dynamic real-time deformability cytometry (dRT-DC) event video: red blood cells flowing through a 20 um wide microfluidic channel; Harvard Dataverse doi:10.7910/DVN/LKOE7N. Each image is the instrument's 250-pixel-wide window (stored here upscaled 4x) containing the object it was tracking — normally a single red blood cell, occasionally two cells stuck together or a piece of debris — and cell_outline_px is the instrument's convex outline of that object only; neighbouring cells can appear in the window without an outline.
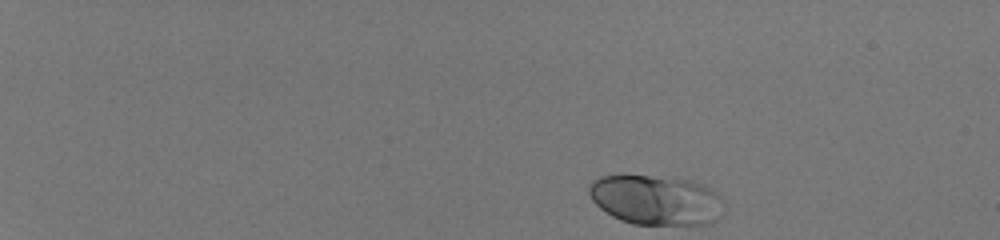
{"species": "human", "species_latin": "Homo sapiens", "temperature_condition": "room temperature", "stored_images_in_passage": 45, "camera_frame_rate_fps": 3000, "um_per_image_px": 0.085, "donor": {"sex": "male"}, "frame": {"image": 1, "passage_image": 1, "time_ms": 0.0, "image_size_px": [1000, 240], "cell_outline_px": [[716, 220], [704, 224], [632, 224], [620, 220], [612, 216], [600, 208], [592, 200], [588, 192], [588, 184], [592, 180], [600, 176], [624, 172], [692, 180], [704, 184], [716, 196]], "centroid_in_image_um": [55.55, 16.93], "position_along_channel_um": 29.5, "area_um2": 39.02}}
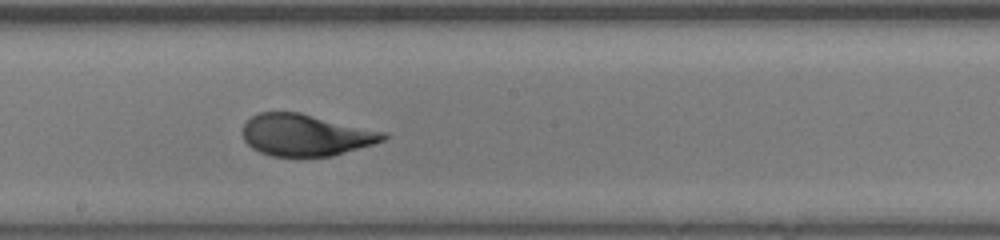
{"frame": {"image": 2, "passage_image": 26, "time_ms": 8.333, "image_size_px": [1000, 240], "cell_outline_px": [[388, 136], [384, 140], [372, 144], [332, 156], [272, 156], [260, 152], [252, 148], [244, 140], [244, 124], [252, 116], [260, 112], [300, 112], [388, 132]], "centroid_in_image_um": [26.01, 11.47], "position_along_channel_um": 222.2, "area_um2": 34.16}}
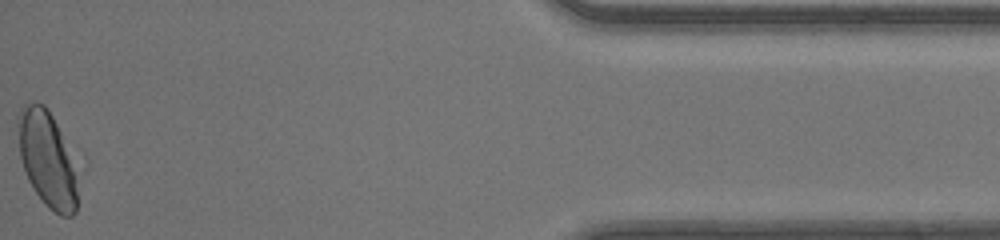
{"frame": {"image": 3, "passage_image": 45, "time_ms": 14.667, "image_size_px": [1000, 240], "cell_outline_px": [[88, 164], [76, 212], [72, 216], [60, 216], [48, 208], [44, 204], [28, 180], [20, 156], [16, 124], [16, 116], [20, 108], [24, 104], [36, 100], [44, 104], [48, 108], [88, 156]], "centroid_in_image_um": [4.32, 13.47], "position_along_channel_um": 430.9, "area_um2": 39.25}, "authors_computed_cell_mechanics": {"area_um2": 34.7378, "velocity_mm_per_s": 4.1822, "shape_relaxation_time_tau1_ms": 3.6694, "shape_relaxation_time_tau2_ms": null, "deformation_change_tau1": 0.1576, "deformation_change_tau2": null}}